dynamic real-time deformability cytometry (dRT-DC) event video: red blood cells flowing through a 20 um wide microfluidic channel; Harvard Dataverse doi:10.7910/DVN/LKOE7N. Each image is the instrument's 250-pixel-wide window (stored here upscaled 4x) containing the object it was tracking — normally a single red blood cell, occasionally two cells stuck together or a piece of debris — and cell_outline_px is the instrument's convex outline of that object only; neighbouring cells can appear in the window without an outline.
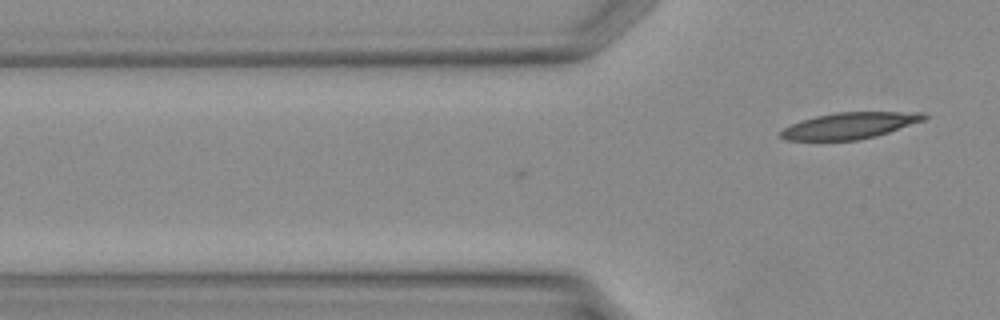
{"species": "Egyptian fruit bat (a non-hibernating species)", "species_latin": "Rousettus aegyptiacus", "temperature_condition": "warm", "stored_images_in_passage": 3, "camera_frame_rate_fps": 3000, "um_per_image_px": 0.085, "animal": {"sex": "female"}, "frame": {"image": 1, "passage_image": 3, "time_ms": 0.667, "image_size_px": [1000, 320], "cell_outline_px": [[928, 116], [924, 120], [876, 136], [860, 140], [784, 140], [780, 136], [780, 132], [784, 128], [792, 124], [816, 116], [836, 112], [924, 112]], "centroid_in_image_um": [72.23, 10.67], "position_along_channel_um": 53.6, "area_um2": 21.79}}